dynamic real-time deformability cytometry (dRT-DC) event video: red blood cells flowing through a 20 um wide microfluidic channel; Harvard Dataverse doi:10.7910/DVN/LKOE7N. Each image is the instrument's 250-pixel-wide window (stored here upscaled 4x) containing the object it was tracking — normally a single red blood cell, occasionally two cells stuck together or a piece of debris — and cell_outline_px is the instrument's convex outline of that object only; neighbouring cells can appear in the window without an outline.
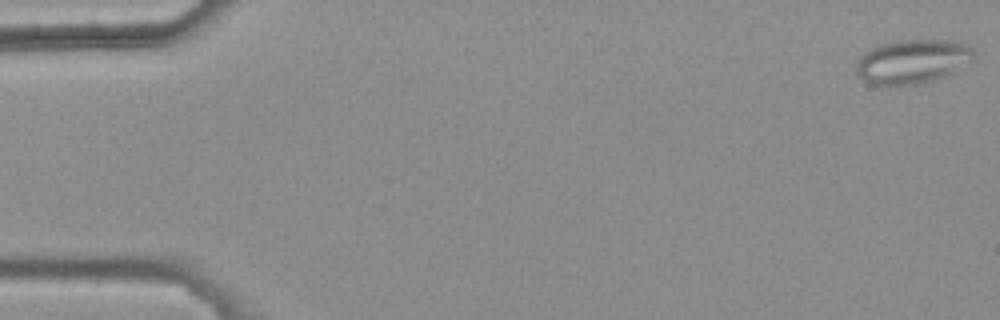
{"species": "common noctule bat (a hibernating species)", "species_latin": "Nyctalus noctula", "temperature_condition": "warm", "stored_images_in_passage": 50, "camera_frame_rate_fps": 3000, "um_per_image_px": 0.085, "animal": {"sex": "female", "body_mass_g": 25.1}, "frame": {"image": 1, "passage_image": 1, "time_ms": 0.0, "image_size_px": [1000, 320], "cell_outline_px": [[972, 56], [968, 60], [952, 72], [932, 80], [916, 84], [888, 88], [872, 84], [864, 80], [856, 72], [856, 64], [860, 56], [864, 52], [880, 44], [896, 40], [948, 40], [964, 44], [972, 48]], "centroid_in_image_um": [77.44, 5.25], "position_along_channel_um": 7.6, "area_um2": 30.0}}
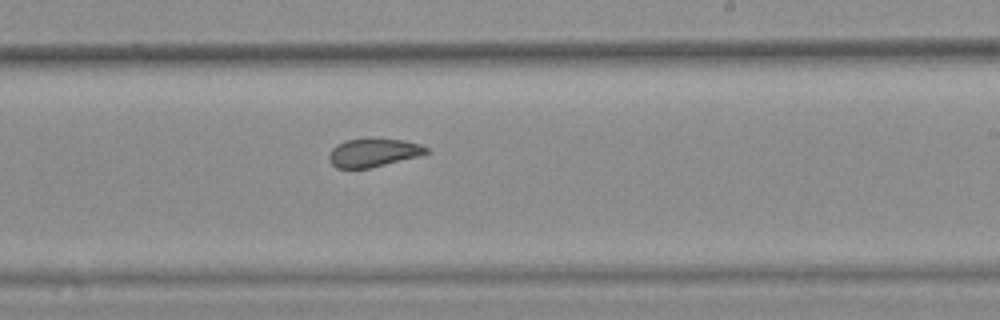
{"frame": {"image": 2, "passage_image": 33, "time_ms": 10.667, "image_size_px": [1000, 320], "cell_outline_px": [[432, 152], [420, 156], [368, 168], [336, 168], [328, 160], [328, 156], [332, 148], [336, 144], [344, 140], [368, 136], [404, 140], [420, 144], [428, 148]], "centroid_in_image_um": [31.74, 12.93], "position_along_channel_um": 257.3, "area_um2": 16.7}}
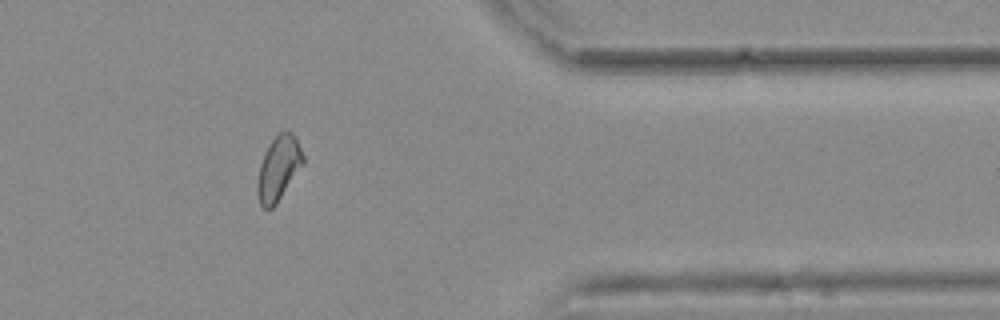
{"frame": {"image": 3, "passage_image": 45, "time_ms": 14.667, "image_size_px": [1000, 320], "cell_outline_px": [[304, 164], [276, 204], [272, 208], [264, 208], [260, 204], [256, 188], [256, 180], [260, 164], [264, 152], [268, 144], [284, 128], [292, 132], [304, 156]], "centroid_in_image_um": [23.66, 14.29], "position_along_channel_um": 387.7, "area_um2": 17.28}, "authors_computed_cell_mechanics": {"area_um2": 17.8024, "velocity_mm_per_s": 3.7027, "shape_relaxation_time_tau1_ms": null, "shape_relaxation_time_tau2_ms": 0.9961, "deformation_change_tau1": null, "deformation_change_tau2": 0.0732}}